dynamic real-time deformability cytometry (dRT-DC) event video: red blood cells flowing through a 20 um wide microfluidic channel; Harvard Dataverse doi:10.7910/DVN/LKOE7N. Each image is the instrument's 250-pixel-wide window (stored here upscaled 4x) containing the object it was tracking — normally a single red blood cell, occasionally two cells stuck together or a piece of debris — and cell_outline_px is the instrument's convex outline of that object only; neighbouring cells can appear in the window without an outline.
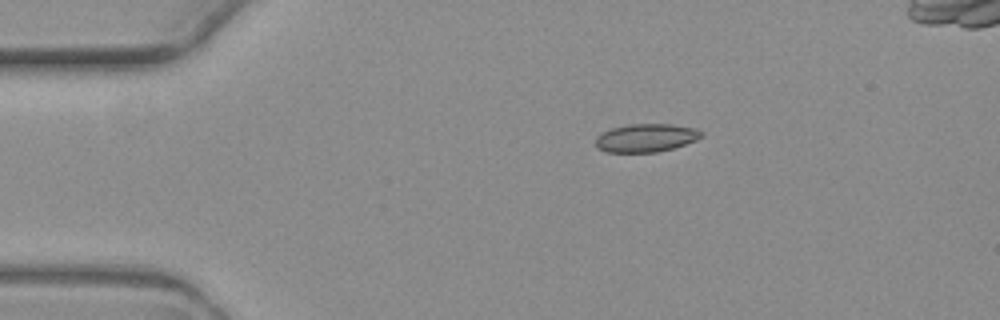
{"species": "common noctule bat (a hibernating species)", "species_latin": "Nyctalus noctula", "temperature_condition": "warm", "stored_images_in_passage": 2, "camera_frame_rate_fps": 3000, "um_per_image_px": 0.085, "animal": {"sex": "female", "body_mass_g": 19.3, "forearm_length_mm": 54.1}, "frame": {"image": 1, "passage_image": 1, "time_ms": 0.0, "image_size_px": [1000, 320], "cell_outline_px": [[704, 136], [696, 140], [672, 148], [656, 152], [604, 152], [596, 148], [596, 136], [612, 128], [628, 124], [672, 124], [696, 128], [704, 132]], "centroid_in_image_um": [54.92, 11.71], "position_along_channel_um": 30.1, "area_um2": 17.46}}